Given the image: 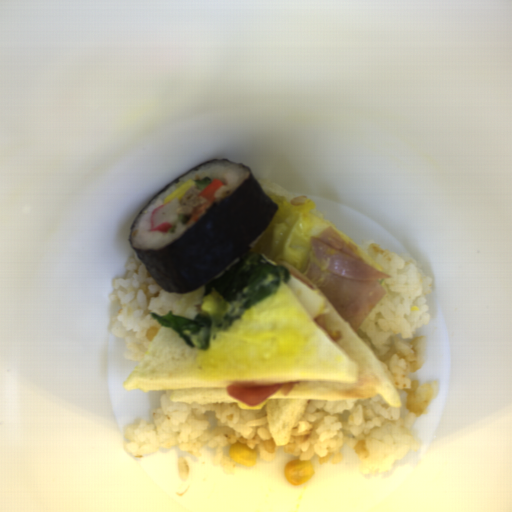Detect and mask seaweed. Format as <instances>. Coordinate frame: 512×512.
<instances>
[{"label":"seaweed","instance_id":"seaweed-1","mask_svg":"<svg viewBox=\"0 0 512 512\" xmlns=\"http://www.w3.org/2000/svg\"><path fill=\"white\" fill-rule=\"evenodd\" d=\"M226 161L249 171V178L207 213L172 244L158 251H142L131 244L132 227L143 209L173 182L198 165L174 179L153 196L135 216L129 244L157 284L169 293H192L208 283L252 243L277 215L278 205L268 197L250 168L240 162Z\"/></svg>","mask_w":512,"mask_h":512}]
</instances>
